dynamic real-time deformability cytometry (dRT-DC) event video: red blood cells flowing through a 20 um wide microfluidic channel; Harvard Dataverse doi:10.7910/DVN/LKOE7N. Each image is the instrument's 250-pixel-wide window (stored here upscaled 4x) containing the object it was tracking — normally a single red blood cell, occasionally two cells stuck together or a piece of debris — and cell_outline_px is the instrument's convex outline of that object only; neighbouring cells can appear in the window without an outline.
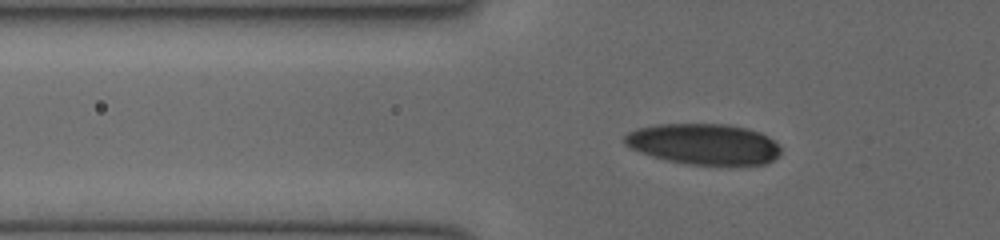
{"species": "human", "species_latin": "Homo sapiens", "temperature_condition": "cold", "stored_images_in_passage": 43, "camera_frame_rate_fps": 3000, "um_per_image_px": 0.085, "donor": {"sex": "female"}, "frame": {"image": 1, "passage_image": 14, "time_ms": 4.333, "image_size_px": [1000, 240], "cell_outline_px": [[780, 156], [764, 164], [688, 164], [668, 160], [652, 156], [640, 152], [624, 144], [624, 136], [628, 132], [636, 128], [656, 124], [728, 124], [748, 128], [760, 132], [768, 136], [780, 148]], "centroid_in_image_um": [59.81, 12.23], "position_along_channel_um": 66.0, "area_um2": 37.05}}
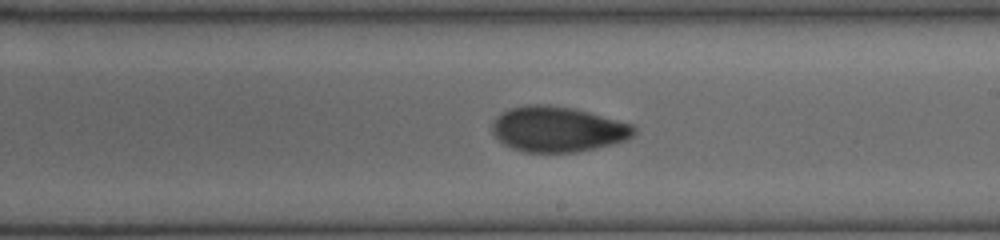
{"frame": {"image": 2, "passage_image": 27, "time_ms": 8.667, "image_size_px": [1000, 240], "cell_outline_px": [[636, 136], [628, 140], [596, 148], [576, 152], [524, 152], [512, 148], [504, 144], [492, 132], [492, 124], [496, 116], [500, 112], [508, 108], [524, 104], [548, 104], [576, 108], [632, 124], [636, 128]], "centroid_in_image_um": [47.42, 10.96], "position_along_channel_um": 241.6, "area_um2": 38.03}}
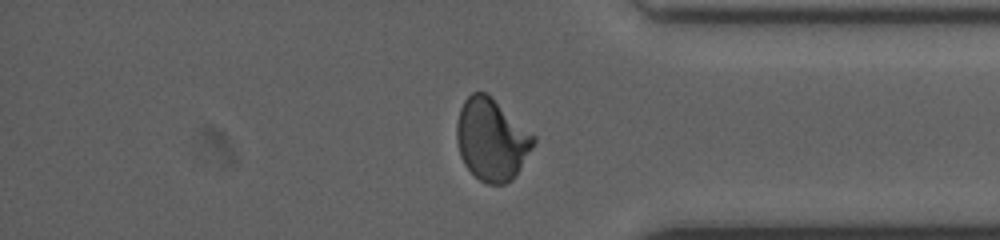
{"frame": {"image": 3, "passage_image": 38, "time_ms": 12.333, "image_size_px": [1000, 240], "cell_outline_px": [[536, 140], [532, 148], [516, 176], [512, 180], [504, 184], [488, 184], [480, 180], [464, 164], [460, 156], [456, 140], [456, 124], [460, 108], [464, 100], [472, 92], [488, 92], [536, 136]], "centroid_in_image_um": [41.79, 11.84], "position_along_channel_um": 393.4, "area_um2": 37.05}}